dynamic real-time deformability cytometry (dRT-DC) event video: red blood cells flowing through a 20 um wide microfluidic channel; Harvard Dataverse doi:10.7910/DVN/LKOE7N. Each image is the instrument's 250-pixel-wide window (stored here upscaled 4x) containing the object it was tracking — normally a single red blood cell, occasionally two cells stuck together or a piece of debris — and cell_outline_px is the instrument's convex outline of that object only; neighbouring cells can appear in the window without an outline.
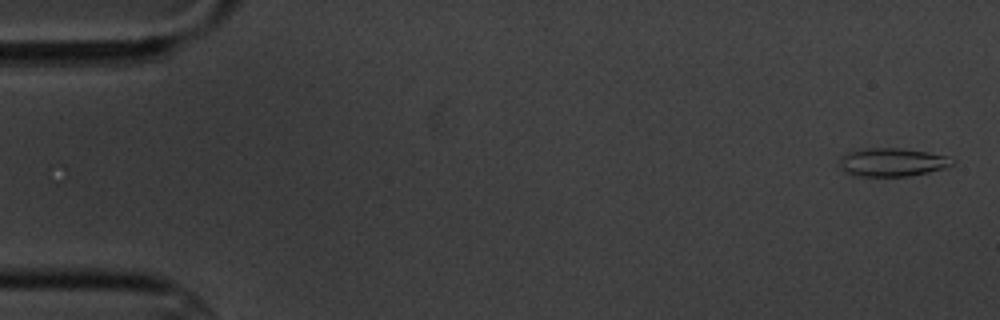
{"species": "common noctule bat (a hibernating species)", "species_latin": "Nyctalus noctula", "temperature_condition": "cold", "stored_images_in_passage": 4, "camera_frame_rate_fps": 3000, "um_per_image_px": 0.085, "animal": {"sex": "male", "body_mass_g": 20.1, "forearm_length_mm": 53.5}, "frame": {"image": 1, "passage_image": 4, "time_ms": 3.333, "image_size_px": [1000, 320], "cell_outline_px": [[952, 164], [948, 168], [908, 176], [852, 176], [840, 168], [840, 156], [848, 152], [868, 148], [900, 148], [928, 152], [944, 156], [952, 160]], "centroid_in_image_um": [75.79, 13.8], "position_along_channel_um": 9.2, "area_um2": 18.55}}